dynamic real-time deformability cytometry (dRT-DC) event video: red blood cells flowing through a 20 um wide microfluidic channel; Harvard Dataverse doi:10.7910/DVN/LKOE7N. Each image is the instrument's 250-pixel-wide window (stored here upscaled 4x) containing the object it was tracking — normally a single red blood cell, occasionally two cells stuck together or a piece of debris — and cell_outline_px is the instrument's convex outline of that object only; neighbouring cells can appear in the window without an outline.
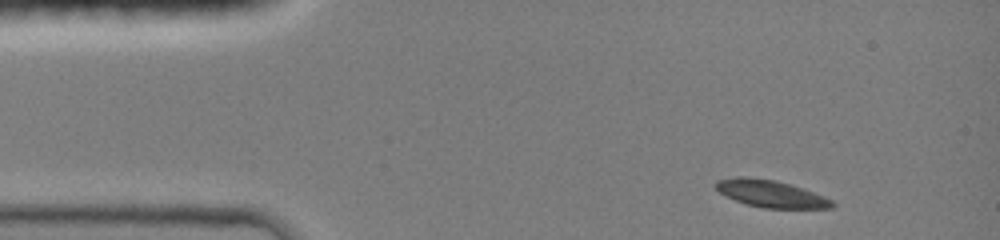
{"species": "common noctule bat (a hibernating species)", "species_latin": "Nyctalus noctula", "temperature_condition": "room temperature", "stored_images_in_passage": 7, "camera_frame_rate_fps": 3000, "um_per_image_px": 0.085, "animal": {"sex": "female", "body_mass_g": 19.0, "forearm_length_mm": 51.5}, "frame": {"image": 1, "passage_image": 1, "time_ms": 0.0, "image_size_px": [1000, 240], "cell_outline_px": [[836, 204], [832, 208], [764, 208], [744, 204], [720, 192], [716, 188], [716, 180], [736, 176], [748, 176], [776, 180], [824, 196], [832, 200]], "centroid_in_image_um": [65.5, 16.46], "position_along_channel_um": 19.5, "area_um2": 18.26}}
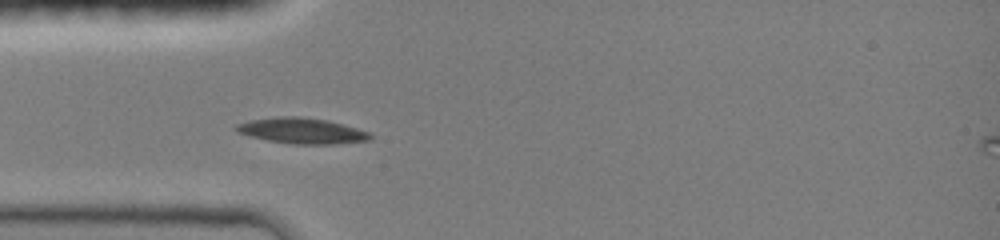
{"frame": {"image": 2, "passage_image": 6, "time_ms": 2.667, "image_size_px": [1000, 240], "cell_outline_px": [[372, 136], [368, 140], [332, 144], [292, 144], [268, 140], [236, 132], [232, 128], [236, 124], [252, 120], [280, 116], [300, 116], [328, 120], [372, 132]], "centroid_in_image_um": [25.66, 11.11], "position_along_channel_um": 59.3, "area_um2": 20.06}}